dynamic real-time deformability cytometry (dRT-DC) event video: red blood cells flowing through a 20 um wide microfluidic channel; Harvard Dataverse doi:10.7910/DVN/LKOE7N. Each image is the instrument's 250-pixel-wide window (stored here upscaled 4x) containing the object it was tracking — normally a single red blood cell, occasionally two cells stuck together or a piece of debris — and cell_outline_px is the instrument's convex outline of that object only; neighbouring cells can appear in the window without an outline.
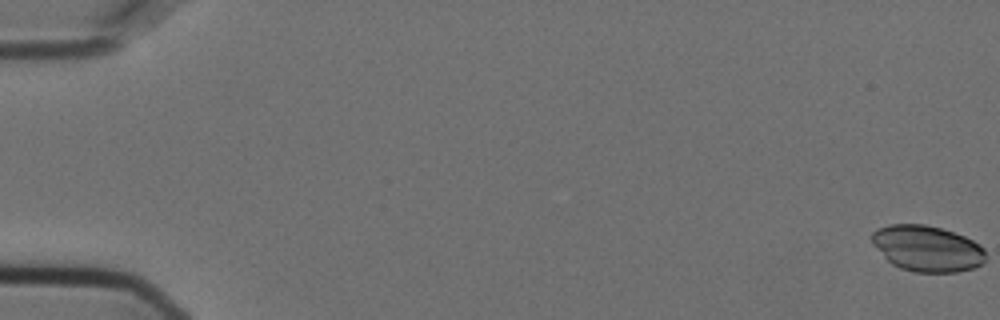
{"species": "Egyptian fruit bat (a non-hibernating species)", "species_latin": "Rousettus aegyptiacus", "temperature_condition": "cold", "stored_images_in_passage": 57, "camera_frame_rate_fps": 3000, "um_per_image_px": 0.085, "animal": {"sex": "female"}, "frame": {"image": 1, "passage_image": 1, "time_ms": 0.0, "image_size_px": [1000, 320], "cell_outline_px": [[984, 260], [980, 264], [972, 268], [956, 272], [916, 272], [900, 268], [892, 264], [872, 244], [872, 232], [876, 228], [888, 224], [924, 224], [940, 228], [964, 236], [980, 244], [984, 248]], "centroid_in_image_um": [78.78, 21.11], "position_along_channel_um": 6.2, "area_um2": 30.35}}
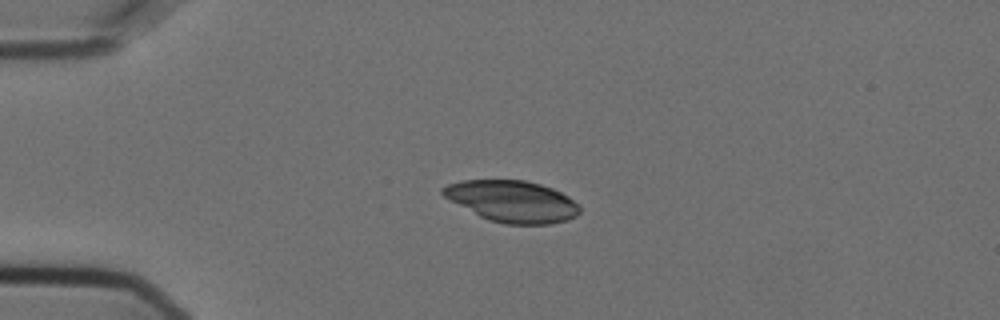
{"frame": {"image": 2, "passage_image": 15, "time_ms": 4.667, "image_size_px": [1000, 320], "cell_outline_px": [[580, 212], [576, 216], [568, 220], [548, 224], [504, 224], [488, 220], [480, 216], [444, 196], [440, 192], [440, 188], [448, 184], [460, 180], [524, 180], [540, 184], [552, 188], [568, 196], [580, 204]], "centroid_in_image_um": [43.56, 17.11], "position_along_channel_um": 41.4, "area_um2": 33.06}}
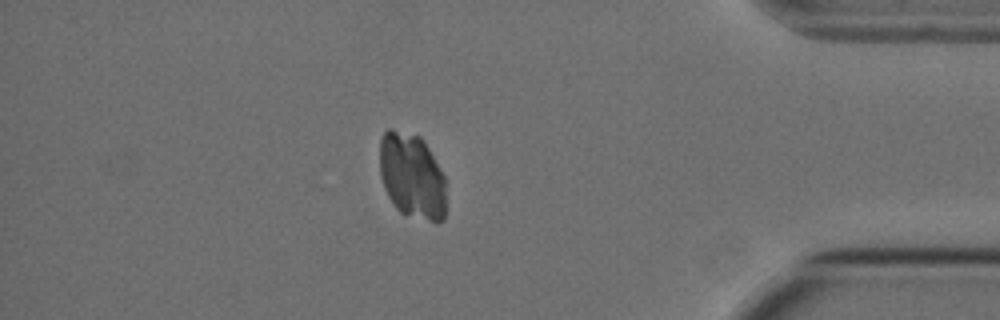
{"frame": {"image": 3, "passage_image": 50, "time_ms": 16.333, "image_size_px": [1000, 320], "cell_outline_px": [[444, 220], [436, 224], [400, 212], [396, 208], [388, 196], [384, 188], [380, 176], [380, 136], [388, 128], [392, 128], [420, 136], [424, 140], [444, 176]], "centroid_in_image_um": [34.99, 14.95], "position_along_channel_um": 400.2, "area_um2": 33.23}}